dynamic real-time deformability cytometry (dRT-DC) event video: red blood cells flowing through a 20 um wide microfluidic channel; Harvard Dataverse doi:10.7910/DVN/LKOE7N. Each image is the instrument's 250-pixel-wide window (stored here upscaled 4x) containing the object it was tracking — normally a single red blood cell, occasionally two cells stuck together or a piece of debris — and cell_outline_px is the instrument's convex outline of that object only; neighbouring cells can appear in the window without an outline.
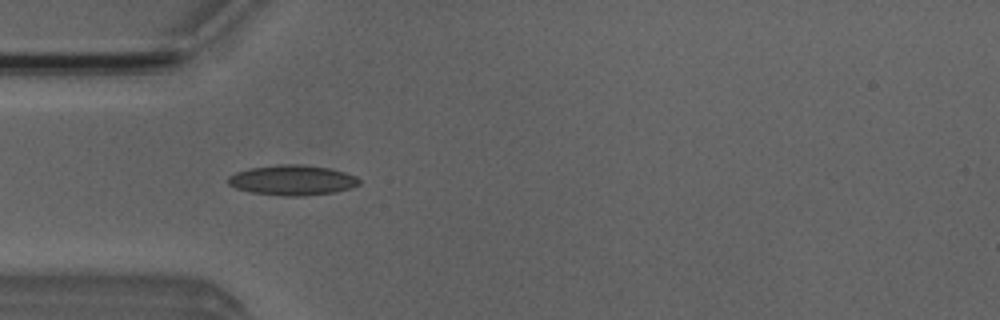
{"species": "Egyptian fruit bat (a non-hibernating species)", "species_latin": "Rousettus aegyptiacus", "temperature_condition": "room temperature", "stored_images_in_passage": 7, "camera_frame_rate_fps": 3000, "um_per_image_px": 0.085, "animal": {"sex": "male"}, "frame": {"image": 1, "passage_image": 5, "time_ms": 4.667, "image_size_px": [1000, 320], "cell_outline_px": [[360, 184], [352, 188], [336, 192], [304, 196], [280, 196], [248, 192], [236, 188], [228, 184], [228, 176], [236, 172], [252, 168], [280, 164], [300, 164], [328, 168], [344, 172], [356, 176], [360, 180]], "centroid_in_image_um": [24.86, 15.33], "position_along_channel_um": 60.1, "area_um2": 23.18}}